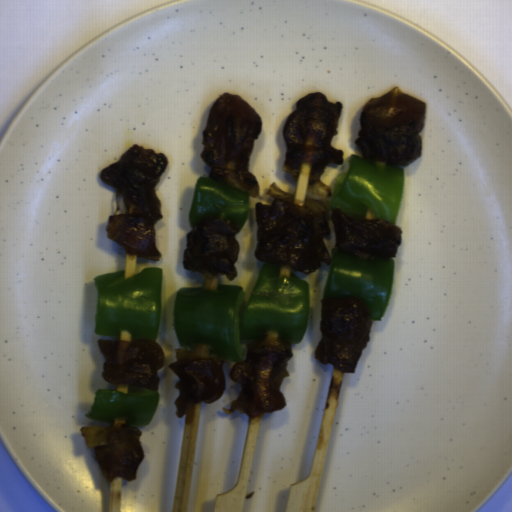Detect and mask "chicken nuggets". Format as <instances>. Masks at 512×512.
Masks as SVG:
<instances>
[{
	"mask_svg": "<svg viewBox=\"0 0 512 512\" xmlns=\"http://www.w3.org/2000/svg\"><path fill=\"white\" fill-rule=\"evenodd\" d=\"M292 356L290 342L282 340L275 331L249 340L243 360L230 371V378L240 383L241 391L229 409L222 408L223 412H240L254 419L285 408L287 402L280 382L290 375L287 363Z\"/></svg>",
	"mask_w": 512,
	"mask_h": 512,
	"instance_id": "6",
	"label": "chicken nuggets"
},
{
	"mask_svg": "<svg viewBox=\"0 0 512 512\" xmlns=\"http://www.w3.org/2000/svg\"><path fill=\"white\" fill-rule=\"evenodd\" d=\"M86 446L95 455L104 477L137 479L136 472L144 458L141 429L133 425L80 426Z\"/></svg>",
	"mask_w": 512,
	"mask_h": 512,
	"instance_id": "11",
	"label": "chicken nuggets"
},
{
	"mask_svg": "<svg viewBox=\"0 0 512 512\" xmlns=\"http://www.w3.org/2000/svg\"><path fill=\"white\" fill-rule=\"evenodd\" d=\"M97 346L106 361L101 373L105 382L159 391L158 370L164 366L165 353L157 340L99 338Z\"/></svg>",
	"mask_w": 512,
	"mask_h": 512,
	"instance_id": "8",
	"label": "chicken nuggets"
},
{
	"mask_svg": "<svg viewBox=\"0 0 512 512\" xmlns=\"http://www.w3.org/2000/svg\"><path fill=\"white\" fill-rule=\"evenodd\" d=\"M262 130V117L241 96L228 92L216 97L202 130L201 160L207 177L233 182L249 198L260 196V183L248 169L254 142Z\"/></svg>",
	"mask_w": 512,
	"mask_h": 512,
	"instance_id": "3",
	"label": "chicken nuggets"
},
{
	"mask_svg": "<svg viewBox=\"0 0 512 512\" xmlns=\"http://www.w3.org/2000/svg\"><path fill=\"white\" fill-rule=\"evenodd\" d=\"M342 107L340 101L330 102L323 93L314 91L297 101L296 111L288 115L282 128L286 140L282 169L298 181L302 165L310 163L307 190L322 197L331 196L321 179L325 166L344 163L343 151L331 143L338 135Z\"/></svg>",
	"mask_w": 512,
	"mask_h": 512,
	"instance_id": "5",
	"label": "chicken nuggets"
},
{
	"mask_svg": "<svg viewBox=\"0 0 512 512\" xmlns=\"http://www.w3.org/2000/svg\"><path fill=\"white\" fill-rule=\"evenodd\" d=\"M239 231L240 226L223 218L195 223L186 233L183 269L215 276L225 274L228 281L238 277L235 263L239 258Z\"/></svg>",
	"mask_w": 512,
	"mask_h": 512,
	"instance_id": "9",
	"label": "chicken nuggets"
},
{
	"mask_svg": "<svg viewBox=\"0 0 512 512\" xmlns=\"http://www.w3.org/2000/svg\"><path fill=\"white\" fill-rule=\"evenodd\" d=\"M266 193L273 202L255 205L256 259L263 265L291 266L307 274L322 263L331 265L325 242L331 230L324 201L307 196L304 205H296L293 193L280 190L274 182Z\"/></svg>",
	"mask_w": 512,
	"mask_h": 512,
	"instance_id": "2",
	"label": "chicken nuggets"
},
{
	"mask_svg": "<svg viewBox=\"0 0 512 512\" xmlns=\"http://www.w3.org/2000/svg\"><path fill=\"white\" fill-rule=\"evenodd\" d=\"M319 326L322 339L314 352L316 359L344 373H356L363 348L371 339L367 303L356 295L322 299Z\"/></svg>",
	"mask_w": 512,
	"mask_h": 512,
	"instance_id": "7",
	"label": "chicken nuggets"
},
{
	"mask_svg": "<svg viewBox=\"0 0 512 512\" xmlns=\"http://www.w3.org/2000/svg\"><path fill=\"white\" fill-rule=\"evenodd\" d=\"M167 167L166 155L136 143L100 172L116 197V213L107 217L104 230L108 239L133 256L155 261L162 257L157 249L155 223L163 215L155 186Z\"/></svg>",
	"mask_w": 512,
	"mask_h": 512,
	"instance_id": "1",
	"label": "chicken nuggets"
},
{
	"mask_svg": "<svg viewBox=\"0 0 512 512\" xmlns=\"http://www.w3.org/2000/svg\"><path fill=\"white\" fill-rule=\"evenodd\" d=\"M335 249L362 259L391 260L402 244L403 229L384 219H351L340 209H332Z\"/></svg>",
	"mask_w": 512,
	"mask_h": 512,
	"instance_id": "10",
	"label": "chicken nuggets"
},
{
	"mask_svg": "<svg viewBox=\"0 0 512 512\" xmlns=\"http://www.w3.org/2000/svg\"><path fill=\"white\" fill-rule=\"evenodd\" d=\"M426 106L425 101L395 87L381 97H371L363 105L355 141L363 158L402 168L420 158Z\"/></svg>",
	"mask_w": 512,
	"mask_h": 512,
	"instance_id": "4",
	"label": "chicken nuggets"
},
{
	"mask_svg": "<svg viewBox=\"0 0 512 512\" xmlns=\"http://www.w3.org/2000/svg\"><path fill=\"white\" fill-rule=\"evenodd\" d=\"M175 363L169 364L179 377L175 387L180 396L175 400L176 418H182L190 403H214L226 388L224 363L220 358H203L192 352L175 350Z\"/></svg>",
	"mask_w": 512,
	"mask_h": 512,
	"instance_id": "12",
	"label": "chicken nuggets"
}]
</instances>
